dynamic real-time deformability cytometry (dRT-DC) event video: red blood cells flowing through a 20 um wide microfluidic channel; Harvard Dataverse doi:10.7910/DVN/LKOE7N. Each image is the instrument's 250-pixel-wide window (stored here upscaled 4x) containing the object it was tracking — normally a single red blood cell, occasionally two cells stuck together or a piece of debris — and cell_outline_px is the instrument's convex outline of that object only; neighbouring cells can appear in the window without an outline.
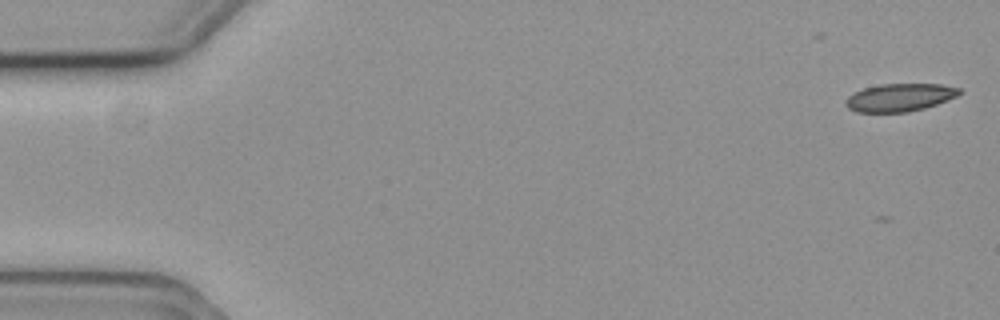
{"species": "common noctule bat (a hibernating species)", "species_latin": "Nyctalus noctula", "temperature_condition": "cold", "stored_images_in_passage": 4, "camera_frame_rate_fps": 3000, "um_per_image_px": 0.085, "animal": {"sex": "female", "body_mass_g": 19.3, "forearm_length_mm": 54.1}, "frame": {"image": 1, "passage_image": 1, "time_ms": 0.0, "image_size_px": [1000, 320], "cell_outline_px": [[964, 92], [956, 96], [936, 104], [924, 108], [908, 112], [856, 112], [848, 108], [844, 104], [844, 100], [848, 96], [864, 88], [880, 84], [940, 84], [960, 88]], "centroid_in_image_um": [76.46, 8.28], "position_along_channel_um": 8.5, "area_um2": 18.44}}